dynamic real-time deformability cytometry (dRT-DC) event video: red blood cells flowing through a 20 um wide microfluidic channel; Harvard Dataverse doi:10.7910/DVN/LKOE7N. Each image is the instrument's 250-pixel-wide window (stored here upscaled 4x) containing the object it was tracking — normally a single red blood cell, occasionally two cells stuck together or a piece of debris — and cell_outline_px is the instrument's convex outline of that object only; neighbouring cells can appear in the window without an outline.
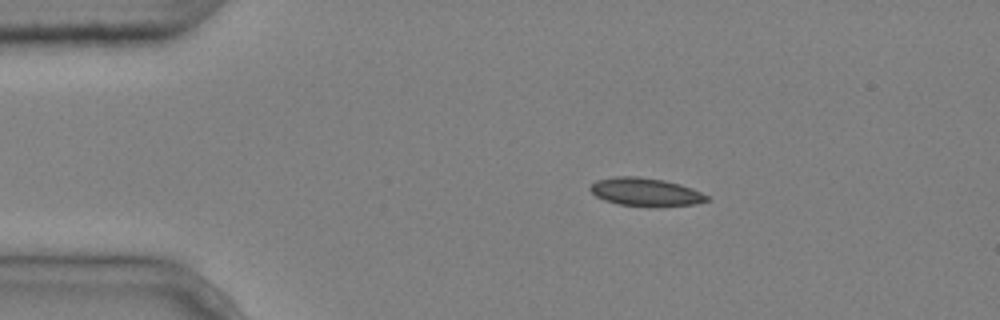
{"species": "common noctule bat (a hibernating species)", "species_latin": "Nyctalus noctula", "temperature_condition": "cold", "stored_images_in_passage": 3, "camera_frame_rate_fps": 3000, "um_per_image_px": 0.085, "animal": {"sex": "male", "body_mass_g": 20.4}, "frame": {"image": 1, "passage_image": 2, "time_ms": 0.333, "image_size_px": [1000, 320], "cell_outline_px": [[712, 200], [696, 204], [620, 204], [604, 200], [596, 196], [588, 188], [596, 180], [616, 176], [636, 176], [664, 180], [680, 184], [692, 188], [708, 196]], "centroid_in_image_um": [54.85, 16.27], "position_along_channel_um": 30.1, "area_um2": 18.38}}